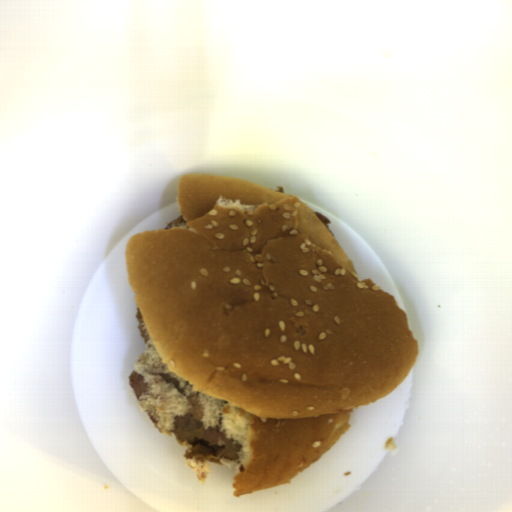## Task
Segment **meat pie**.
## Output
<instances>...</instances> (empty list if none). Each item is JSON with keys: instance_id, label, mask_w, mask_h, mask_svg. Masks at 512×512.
Listing matches in <instances>:
<instances>
[{"instance_id": "2", "label": "meat pie", "mask_w": 512, "mask_h": 512, "mask_svg": "<svg viewBox=\"0 0 512 512\" xmlns=\"http://www.w3.org/2000/svg\"><path fill=\"white\" fill-rule=\"evenodd\" d=\"M128 382L135 393L136 399L141 397L149 387L144 377L137 370H132L130 372L128 375Z\"/></svg>"}, {"instance_id": "6", "label": "meat pie", "mask_w": 512, "mask_h": 512, "mask_svg": "<svg viewBox=\"0 0 512 512\" xmlns=\"http://www.w3.org/2000/svg\"><path fill=\"white\" fill-rule=\"evenodd\" d=\"M314 212L317 215V217L321 220V222L325 225V227L331 231V228L329 226L331 221L325 215H323L321 212H316V211H314Z\"/></svg>"}, {"instance_id": "1", "label": "meat pie", "mask_w": 512, "mask_h": 512, "mask_svg": "<svg viewBox=\"0 0 512 512\" xmlns=\"http://www.w3.org/2000/svg\"><path fill=\"white\" fill-rule=\"evenodd\" d=\"M204 412L205 409L200 403L194 404L188 415L177 416L172 432L185 450V458L209 465H216L221 460H239V441L218 428H210L204 424Z\"/></svg>"}, {"instance_id": "4", "label": "meat pie", "mask_w": 512, "mask_h": 512, "mask_svg": "<svg viewBox=\"0 0 512 512\" xmlns=\"http://www.w3.org/2000/svg\"><path fill=\"white\" fill-rule=\"evenodd\" d=\"M186 221L184 220L183 218V215H179L177 216L175 219H173L171 222H169L167 224V226L165 227V229H170V228H173V227H181L183 225H186Z\"/></svg>"}, {"instance_id": "3", "label": "meat pie", "mask_w": 512, "mask_h": 512, "mask_svg": "<svg viewBox=\"0 0 512 512\" xmlns=\"http://www.w3.org/2000/svg\"><path fill=\"white\" fill-rule=\"evenodd\" d=\"M135 318H136V320L138 322L137 329L141 333V338L144 339L147 342V340H148L147 330H146V326H145V323H144L143 316H142L138 306H137V309H136Z\"/></svg>"}, {"instance_id": "5", "label": "meat pie", "mask_w": 512, "mask_h": 512, "mask_svg": "<svg viewBox=\"0 0 512 512\" xmlns=\"http://www.w3.org/2000/svg\"><path fill=\"white\" fill-rule=\"evenodd\" d=\"M161 378H164L166 383H172L174 387L182 394L183 389L180 388V382L171 377L169 374H160Z\"/></svg>"}]
</instances>
